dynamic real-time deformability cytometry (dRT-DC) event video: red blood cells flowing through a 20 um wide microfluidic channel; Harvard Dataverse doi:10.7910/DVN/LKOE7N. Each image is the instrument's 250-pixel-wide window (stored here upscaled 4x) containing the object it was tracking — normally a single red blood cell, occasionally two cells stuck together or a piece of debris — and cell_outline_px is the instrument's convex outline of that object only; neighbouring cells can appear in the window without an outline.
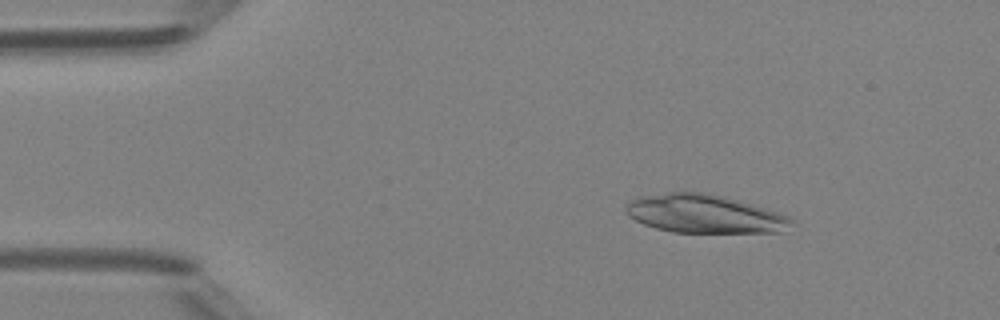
{"species": "Egyptian fruit bat (a non-hibernating species)", "species_latin": "Rousettus aegyptiacus", "temperature_condition": "room temperature", "stored_images_in_passage": 47, "camera_frame_rate_fps": 3000, "um_per_image_px": 0.085, "animal": {"sex": "female"}, "frame": {"image": 1, "passage_image": 7, "time_ms": 2.0, "image_size_px": [1000, 320], "cell_outline_px": [[796, 224], [780, 232], [672, 232], [656, 228], [644, 224], [628, 216], [624, 208], [632, 200], [640, 196], [668, 192], [704, 192], [724, 196], [752, 204], [788, 216]], "centroid_in_image_um": [59.87, 18.18], "position_along_channel_um": 25.1, "area_um2": 36.88}}